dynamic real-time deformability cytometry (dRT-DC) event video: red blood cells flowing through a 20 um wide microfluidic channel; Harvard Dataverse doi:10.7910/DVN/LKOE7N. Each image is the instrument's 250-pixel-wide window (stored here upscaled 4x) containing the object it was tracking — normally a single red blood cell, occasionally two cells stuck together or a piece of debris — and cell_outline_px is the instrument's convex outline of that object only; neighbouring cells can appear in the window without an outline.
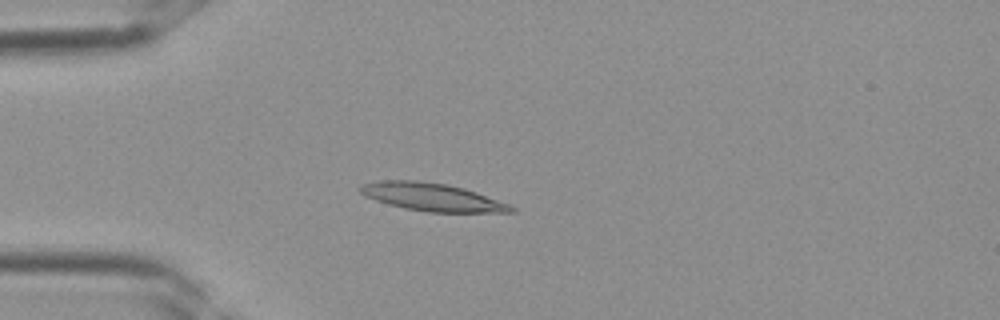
{"species": "Egyptian fruit bat (a non-hibernating species)", "species_latin": "Rousettus aegyptiacus", "temperature_condition": "room temperature", "stored_images_in_passage": 37, "camera_frame_rate_fps": 3000, "um_per_image_px": 0.085, "frame": {"image": 1, "passage_image": 10, "time_ms": 3.0, "image_size_px": [1000, 320], "cell_outline_px": [[516, 212], [428, 212], [404, 208], [388, 204], [364, 196], [356, 188], [360, 184], [380, 180], [416, 180], [448, 184], [464, 188], [476, 192], [508, 204], [516, 208]], "centroid_in_image_um": [36.67, 16.74], "position_along_channel_um": 48.3, "area_um2": 24.57}}
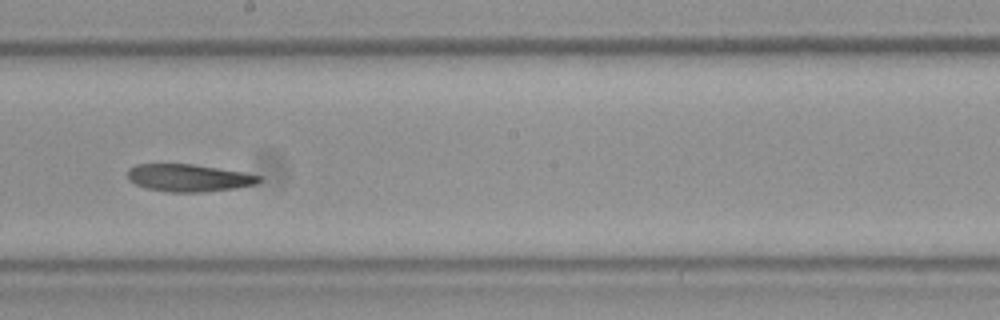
{"frame": {"image": 2, "passage_image": 21, "time_ms": 6.667, "image_size_px": [1000, 320], "cell_outline_px": [[264, 180], [256, 184], [236, 188], [200, 192], [168, 192], [148, 188], [136, 184], [128, 180], [128, 168], [136, 164], [192, 164], [244, 172], [264, 176]], "centroid_in_image_um": [16.09, 15.11], "position_along_channel_um": 232.1, "area_um2": 21.1}}
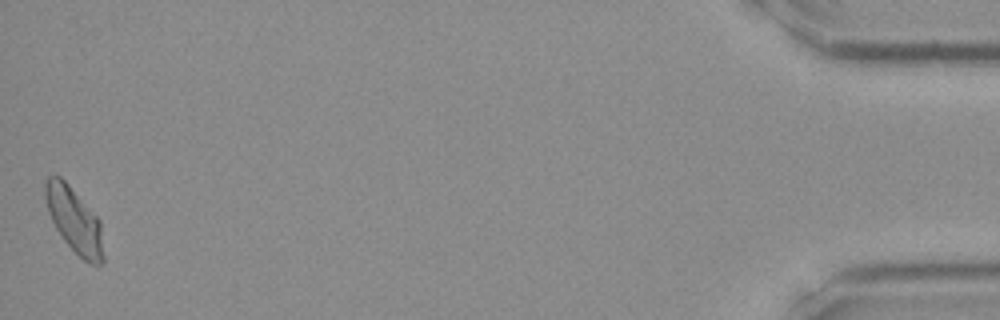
{"frame": {"image": 3, "passage_image": 37, "time_ms": 12.0, "image_size_px": [1000, 320], "cell_outline_px": [[104, 260], [100, 264], [88, 264], [64, 240], [56, 228], [48, 212], [44, 196], [44, 184], [48, 176], [60, 176], [68, 184], [100, 220], [104, 256]], "centroid_in_image_um": [6.31, 18.71], "position_along_channel_um": 428.9, "area_um2": 21.85}}